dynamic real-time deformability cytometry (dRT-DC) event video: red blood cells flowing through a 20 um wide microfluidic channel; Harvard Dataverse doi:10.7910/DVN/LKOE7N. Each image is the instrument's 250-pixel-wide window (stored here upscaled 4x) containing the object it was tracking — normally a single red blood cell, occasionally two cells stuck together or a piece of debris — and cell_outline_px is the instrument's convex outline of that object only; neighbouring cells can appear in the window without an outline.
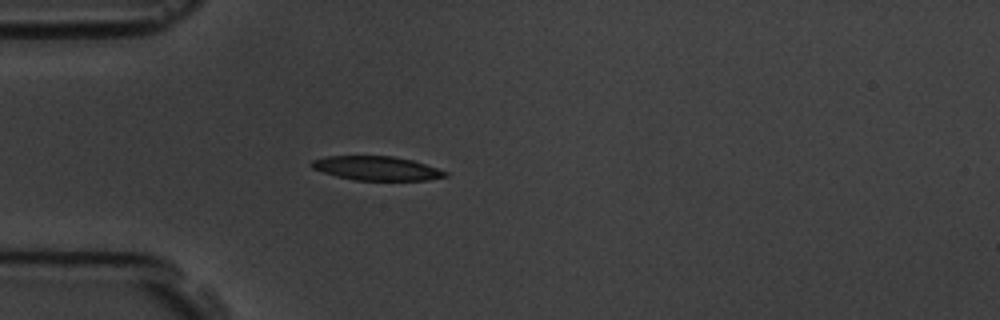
{"species": "common noctule bat (a hibernating species)", "species_latin": "Nyctalus noctula", "temperature_condition": "room temperature", "stored_images_in_passage": 6, "camera_frame_rate_fps": 3000, "um_per_image_px": 0.085, "animal": {"sex": "male", "body_mass_g": 19.5, "forearm_length_mm": 54.6}, "frame": {"image": 1, "passage_image": 6, "time_ms": 6.667, "image_size_px": [1000, 320], "cell_outline_px": [[448, 176], [428, 180], [356, 180], [336, 176], [312, 168], [308, 164], [312, 160], [324, 156], [392, 156], [412, 160], [448, 172]], "centroid_in_image_um": [31.98, 14.3], "position_along_channel_um": 53.0, "area_um2": 18.67}}